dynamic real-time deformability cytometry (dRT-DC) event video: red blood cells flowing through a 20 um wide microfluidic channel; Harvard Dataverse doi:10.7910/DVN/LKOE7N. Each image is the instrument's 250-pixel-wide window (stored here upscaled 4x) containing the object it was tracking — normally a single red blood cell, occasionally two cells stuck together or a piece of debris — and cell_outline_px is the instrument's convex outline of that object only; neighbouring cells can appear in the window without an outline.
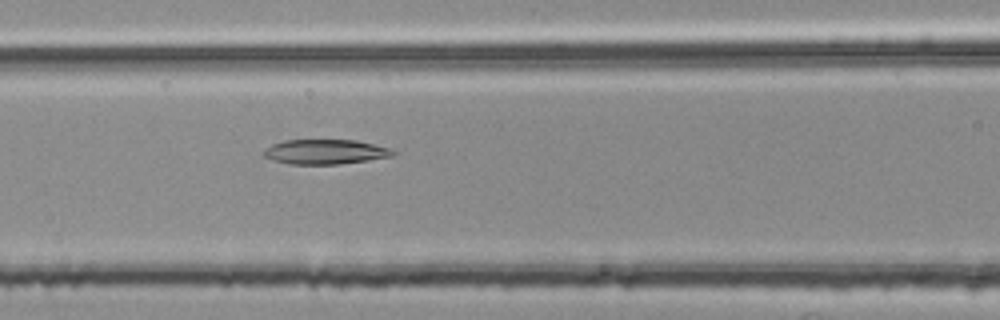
{"species": "common noctule bat (a hibernating species)", "species_latin": "Nyctalus noctula", "temperature_condition": "room temperature", "stored_images_in_passage": 37, "camera_frame_rate_fps": 3000, "um_per_image_px": 0.085, "animal": {"sex": "female", "body_mass_g": 25.1}, "frame": {"image": 1, "passage_image": 6, "time_ms": 1.667, "image_size_px": [1000, 320], "cell_outline_px": [[396, 152], [392, 156], [368, 160], [336, 164], [288, 164], [272, 160], [264, 156], [260, 152], [264, 148], [272, 144], [284, 140], [356, 140], [392, 148]], "centroid_in_image_um": [27.61, 12.9], "position_along_channel_um": 139.0, "area_um2": 18.79}}
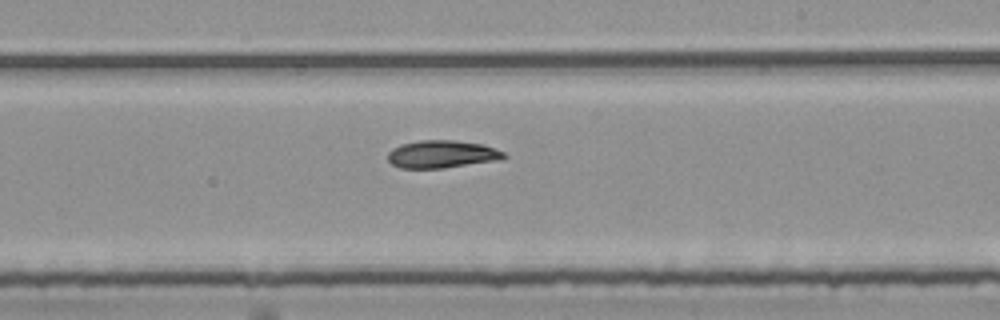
{"frame": {"image": 2, "passage_image": 15, "time_ms": 4.667, "image_size_px": [1000, 320], "cell_outline_px": [[508, 156], [504, 160], [444, 168], [400, 168], [392, 164], [388, 160], [388, 152], [392, 148], [400, 144], [420, 140], [456, 140], [480, 144], [504, 152]], "centroid_in_image_um": [37.58, 13.11], "position_along_channel_um": 251.4, "area_um2": 18.9}}
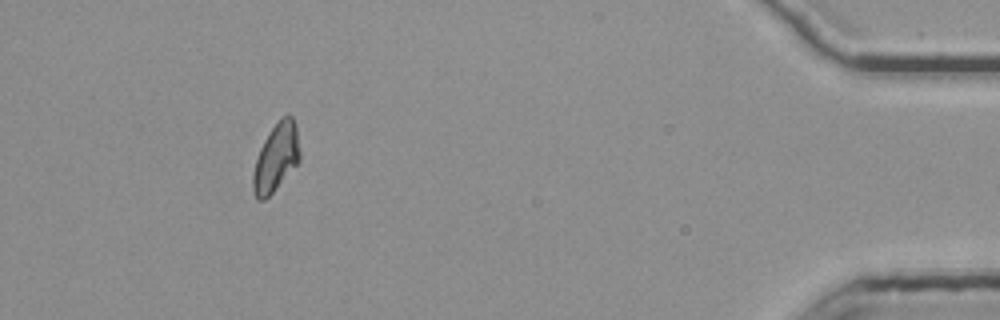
{"frame": {"image": 3, "passage_image": 33, "time_ms": 10.667, "image_size_px": [1000, 320], "cell_outline_px": [[300, 160], [276, 188], [264, 200], [256, 200], [252, 188], [252, 176], [256, 160], [260, 148], [268, 132], [280, 116], [288, 112], [292, 116], [296, 124], [300, 152]], "centroid_in_image_um": [23.46, 13.34], "position_along_channel_um": 411.7, "area_um2": 18.67}}